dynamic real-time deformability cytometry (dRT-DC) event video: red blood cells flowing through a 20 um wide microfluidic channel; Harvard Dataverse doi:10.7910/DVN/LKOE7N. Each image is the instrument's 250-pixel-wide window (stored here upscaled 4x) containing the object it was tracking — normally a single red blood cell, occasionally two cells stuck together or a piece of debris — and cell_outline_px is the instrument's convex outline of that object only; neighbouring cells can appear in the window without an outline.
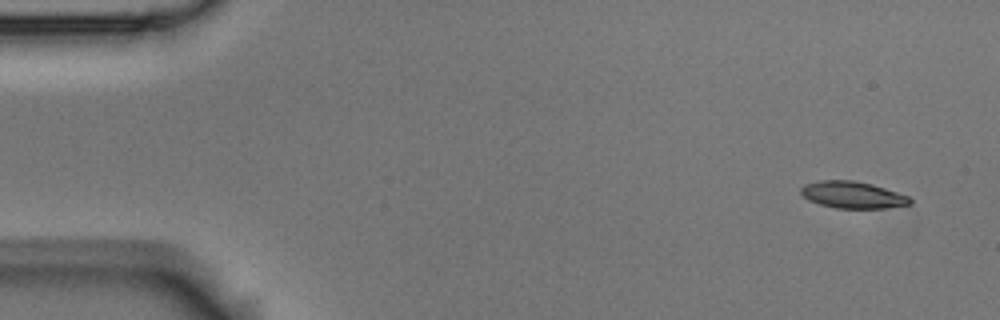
{"species": "Egyptian fruit bat (a non-hibernating species)", "species_latin": "Rousettus aegyptiacus", "temperature_condition": "room temperature", "stored_images_in_passage": 9, "camera_frame_rate_fps": 3000, "um_per_image_px": 0.085, "animal": {"sex": "male"}, "frame": {"image": 1, "passage_image": 1, "time_ms": 0.0, "image_size_px": [1000, 320], "cell_outline_px": [[912, 204], [884, 208], [836, 208], [820, 204], [808, 200], [800, 192], [800, 188], [804, 184], [820, 180], [852, 180], [872, 184], [908, 196], [912, 200]], "centroid_in_image_um": [72.45, 16.56], "position_along_channel_um": 12.5, "area_um2": 16.99}}
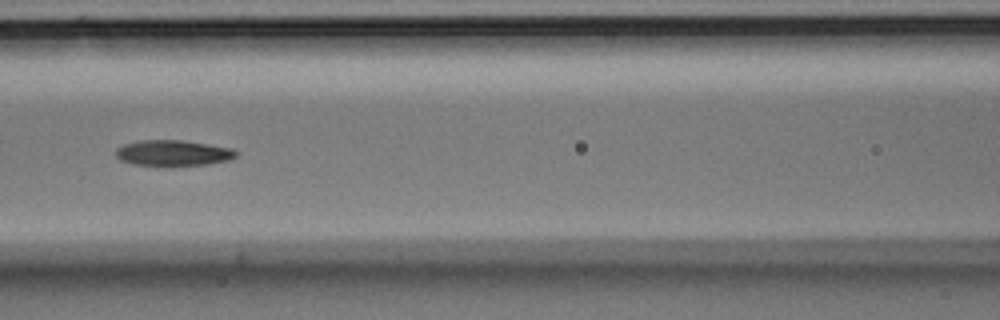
{"frame": {"image": 2, "passage_image": 7, "time_ms": 2.0, "image_size_px": [1000, 320], "cell_outline_px": [[236, 156], [228, 160], [208, 164], [164, 168], [132, 164], [120, 160], [116, 156], [116, 148], [124, 144], [140, 140], [184, 140], [232, 148], [236, 152]], "centroid_in_image_um": [14.67, 13.04], "position_along_channel_um": 151.9, "area_um2": 18.67}}
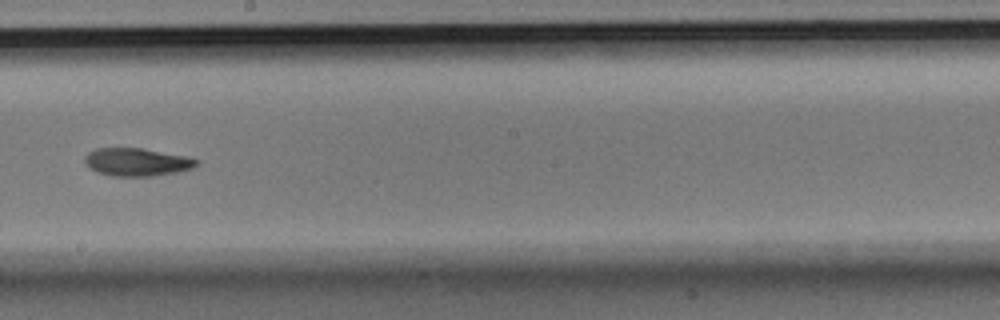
{"frame": {"image": 3, "passage_image": 9, "time_ms": 2.667, "image_size_px": [1000, 320], "cell_outline_px": [[200, 160], [192, 168], [176, 172], [152, 176], [112, 176], [96, 172], [84, 164], [84, 156], [88, 152], [96, 148], [140, 148], [188, 156]], "centroid_in_image_um": [11.6, 13.77], "position_along_channel_um": 236.6, "area_um2": 18.26}}